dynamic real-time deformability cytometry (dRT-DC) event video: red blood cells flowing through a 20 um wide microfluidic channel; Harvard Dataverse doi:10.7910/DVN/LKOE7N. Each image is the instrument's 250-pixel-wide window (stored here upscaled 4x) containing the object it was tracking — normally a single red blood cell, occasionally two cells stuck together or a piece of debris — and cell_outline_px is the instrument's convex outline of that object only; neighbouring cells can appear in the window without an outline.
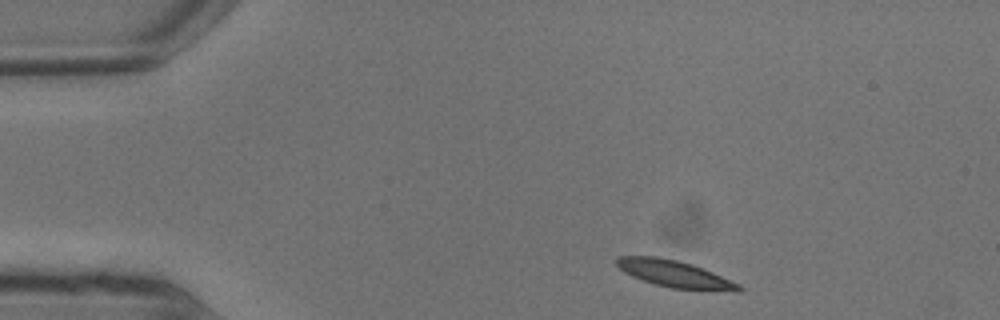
{"species": "common noctule bat (a hibernating species)", "species_latin": "Nyctalus noctula", "temperature_condition": "warm", "stored_images_in_passage": 6, "camera_frame_rate_fps": 3000, "um_per_image_px": 0.085, "animal": {"sex": "male", "body_mass_g": 13.3}, "frame": {"image": 1, "passage_image": 1, "time_ms": 0.0, "image_size_px": [1000, 320], "cell_outline_px": [[744, 288], [740, 292], [736, 292], [672, 288], [656, 284], [632, 276], [624, 272], [616, 264], [616, 260], [620, 256], [656, 256], [676, 260], [692, 264], [704, 268], [740, 284]], "centroid_in_image_um": [57.42, 23.29], "position_along_channel_um": 27.6, "area_um2": 19.13}}
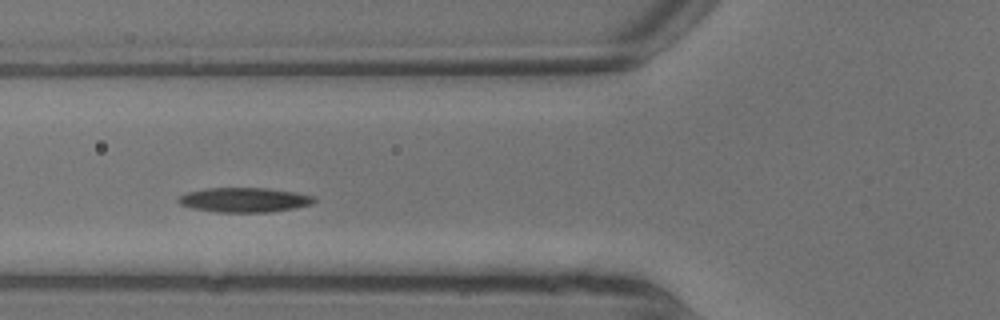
{"frame": {"image": 2, "passage_image": 5, "time_ms": 1.333, "image_size_px": [1000, 320], "cell_outline_px": [[316, 200], [312, 204], [296, 208], [272, 212], [216, 212], [192, 208], [180, 204], [176, 200], [184, 192], [204, 188], [268, 188], [296, 192], [316, 196]], "centroid_in_image_um": [20.78, 16.98], "position_along_channel_um": 105.0, "area_um2": 19.77}}
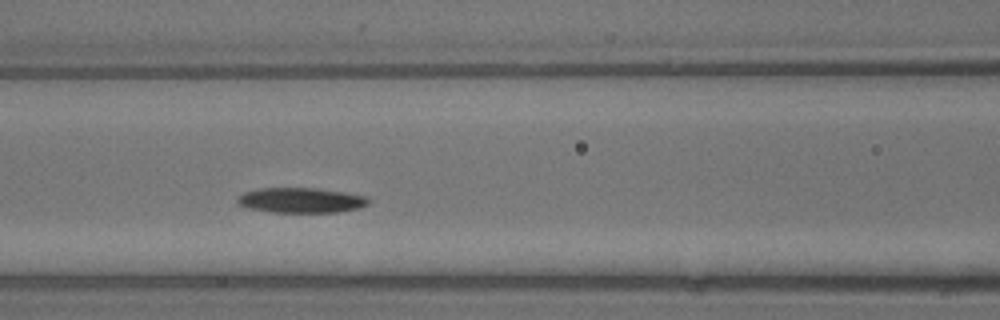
{"frame": {"image": 3, "passage_image": 6, "time_ms": 1.667, "image_size_px": [1000, 320], "cell_outline_px": [[368, 204], [360, 208], [336, 212], [272, 212], [248, 208], [240, 204], [236, 200], [236, 196], [244, 192], [256, 188], [316, 188], [344, 192], [364, 196], [368, 200]], "centroid_in_image_um": [25.53, 17.02], "position_along_channel_um": 141.1, "area_um2": 19.13}}